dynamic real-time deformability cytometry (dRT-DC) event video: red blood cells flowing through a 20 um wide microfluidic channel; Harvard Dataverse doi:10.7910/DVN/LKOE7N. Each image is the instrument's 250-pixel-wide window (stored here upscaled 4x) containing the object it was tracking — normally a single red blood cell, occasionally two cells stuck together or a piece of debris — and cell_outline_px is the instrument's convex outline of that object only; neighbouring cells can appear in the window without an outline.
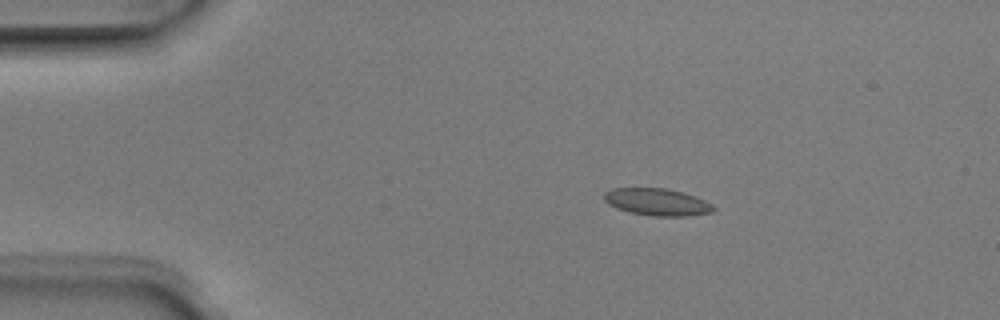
{"species": "Egyptian fruit bat (a non-hibernating species)", "species_latin": "Rousettus aegyptiacus", "temperature_condition": "room temperature", "stored_images_in_passage": 7, "camera_frame_rate_fps": 3000, "um_per_image_px": 0.085, "animal": {"sex": "male"}, "frame": {"image": 1, "passage_image": 3, "time_ms": 0.667, "image_size_px": [1000, 320], "cell_outline_px": [[716, 208], [712, 212], [688, 216], [652, 216], [628, 212], [616, 208], [608, 204], [604, 200], [604, 192], [612, 188], [664, 188], [684, 192], [704, 200], [712, 204]], "centroid_in_image_um": [55.84, 17.17], "position_along_channel_um": 29.2, "area_um2": 17.4}}
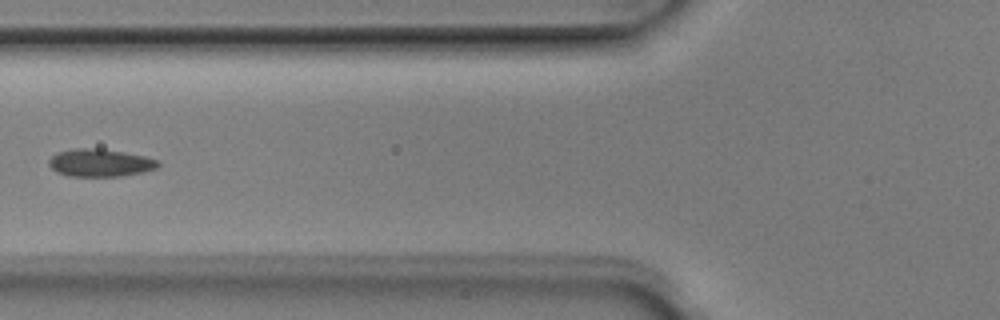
{"frame": {"image": 2, "passage_image": 6, "time_ms": 1.667, "image_size_px": [1000, 320], "cell_outline_px": [[160, 164], [156, 168], [140, 172], [120, 176], [68, 176], [56, 172], [48, 164], [48, 160], [56, 152], [72, 148], [96, 148], [124, 152], [144, 156], [160, 160]], "centroid_in_image_um": [8.47, 13.83], "position_along_channel_um": 117.3, "area_um2": 17.63}}
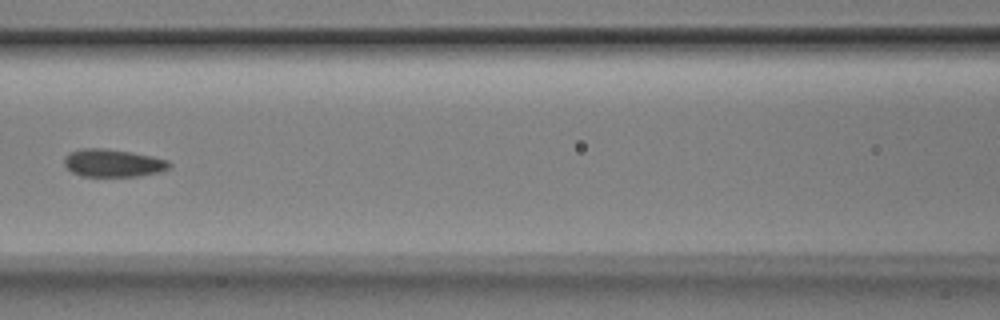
{"frame": {"image": 3, "passage_image": 7, "time_ms": 2.0, "image_size_px": [1000, 320], "cell_outline_px": [[172, 164], [168, 168], [160, 172], [136, 176], [80, 176], [72, 172], [64, 164], [64, 156], [68, 152], [80, 148], [104, 148], [132, 152], [152, 156], [168, 160]], "centroid_in_image_um": [9.58, 13.85], "position_along_channel_um": 157.0, "area_um2": 17.11}}